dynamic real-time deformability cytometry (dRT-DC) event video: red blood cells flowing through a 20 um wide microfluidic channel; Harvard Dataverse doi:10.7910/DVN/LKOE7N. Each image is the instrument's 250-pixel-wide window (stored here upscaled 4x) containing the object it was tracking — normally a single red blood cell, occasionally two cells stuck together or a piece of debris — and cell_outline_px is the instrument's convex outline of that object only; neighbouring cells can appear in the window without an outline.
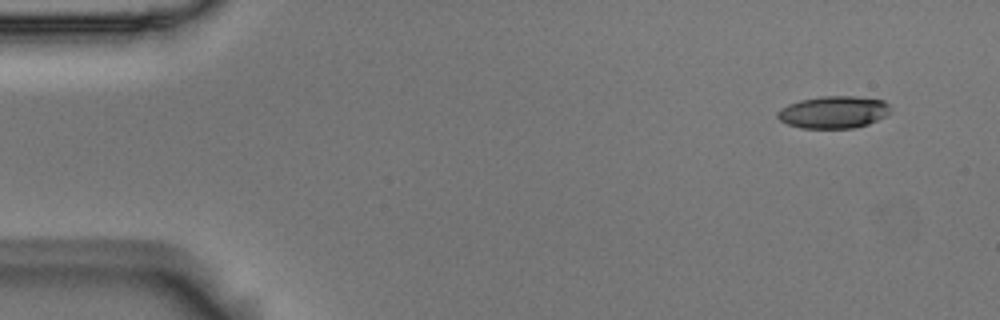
{"species": "Egyptian fruit bat (a non-hibernating species)", "species_latin": "Rousettus aegyptiacus", "temperature_condition": "room temperature", "stored_images_in_passage": 2, "camera_frame_rate_fps": 3000, "um_per_image_px": 0.085, "animal": {"sex": "male"}, "frame": {"image": 1, "passage_image": 2, "time_ms": 0.333, "image_size_px": [1000, 320], "cell_outline_px": [[888, 112], [884, 116], [868, 124], [856, 128], [800, 128], [788, 124], [780, 120], [776, 116], [776, 112], [780, 108], [788, 104], [800, 100], [820, 96], [856, 96], [884, 100], [888, 104]], "centroid_in_image_um": [70.8, 9.53], "position_along_channel_um": 14.2, "area_um2": 21.21}}